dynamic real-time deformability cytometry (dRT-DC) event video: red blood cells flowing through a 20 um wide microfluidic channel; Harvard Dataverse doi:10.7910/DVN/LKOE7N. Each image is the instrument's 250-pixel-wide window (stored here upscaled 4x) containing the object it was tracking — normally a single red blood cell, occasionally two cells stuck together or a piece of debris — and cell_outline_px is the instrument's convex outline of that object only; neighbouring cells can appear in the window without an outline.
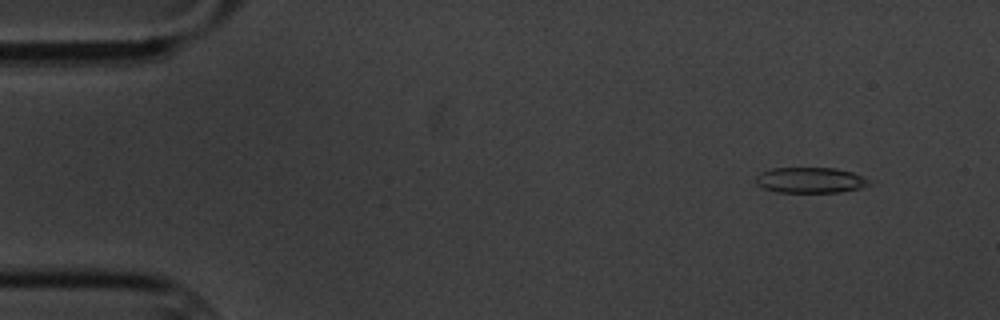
{"species": "common noctule bat (a hibernating species)", "species_latin": "Nyctalus noctula", "temperature_condition": "cold", "stored_images_in_passage": 5, "camera_frame_rate_fps": 3000, "um_per_image_px": 0.085, "animal": {"sex": "male", "body_mass_g": 20.1, "forearm_length_mm": 53.5}, "frame": {"image": 1, "passage_image": 2, "time_ms": 1.333, "image_size_px": [1000, 320], "cell_outline_px": [[868, 184], [860, 188], [840, 192], [780, 192], [764, 188], [756, 184], [756, 176], [760, 172], [772, 168], [836, 168], [852, 172], [868, 180]], "centroid_in_image_um": [68.83, 15.31], "position_along_channel_um": 16.2, "area_um2": 16.7}}
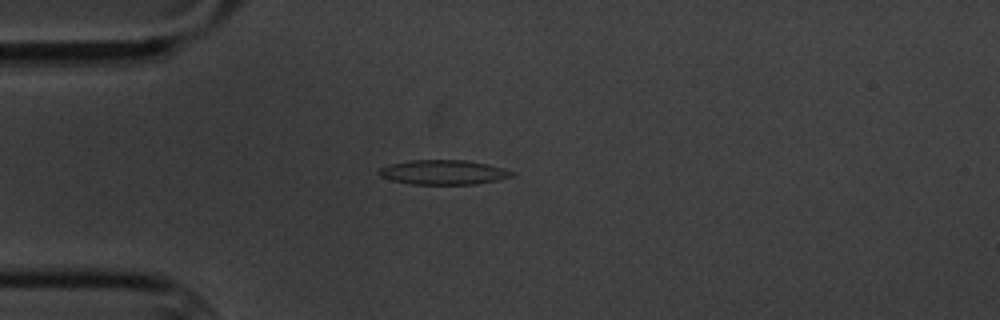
{"frame": {"image": 2, "passage_image": 5, "time_ms": 4.667, "image_size_px": [1000, 320], "cell_outline_px": [[512, 176], [500, 180], [472, 184], [412, 184], [392, 180], [380, 176], [376, 172], [380, 168], [392, 164], [412, 160], [464, 160], [488, 164], [512, 172]], "centroid_in_image_um": [37.65, 14.64], "position_along_channel_um": 47.3, "area_um2": 18.73}}